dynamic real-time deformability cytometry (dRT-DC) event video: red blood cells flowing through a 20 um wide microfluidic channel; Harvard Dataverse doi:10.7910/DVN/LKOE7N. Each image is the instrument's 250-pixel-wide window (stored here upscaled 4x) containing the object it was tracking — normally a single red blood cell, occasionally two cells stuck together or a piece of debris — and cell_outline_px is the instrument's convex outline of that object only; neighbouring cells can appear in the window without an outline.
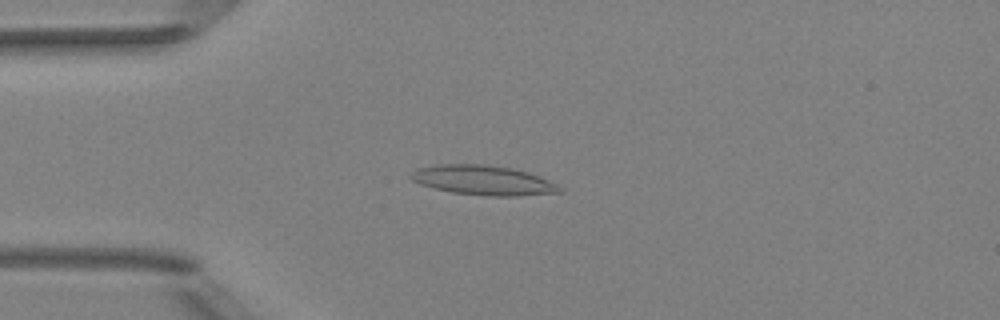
{"species": "Egyptian fruit bat (a non-hibernating species)", "species_latin": "Rousettus aegyptiacus", "temperature_condition": "room temperature", "stored_images_in_passage": 51, "camera_frame_rate_fps": 3000, "um_per_image_px": 0.085, "animal": {"sex": "female"}, "frame": {"image": 1, "passage_image": 13, "time_ms": 4.0, "image_size_px": [1000, 320], "cell_outline_px": [[564, 192], [516, 196], [488, 196], [452, 192], [432, 188], [420, 184], [412, 180], [408, 176], [416, 168], [436, 164], [484, 164], [512, 168], [528, 172], [540, 176], [564, 188]], "centroid_in_image_um": [41.07, 15.32], "position_along_channel_um": 43.9, "area_um2": 25.95}}
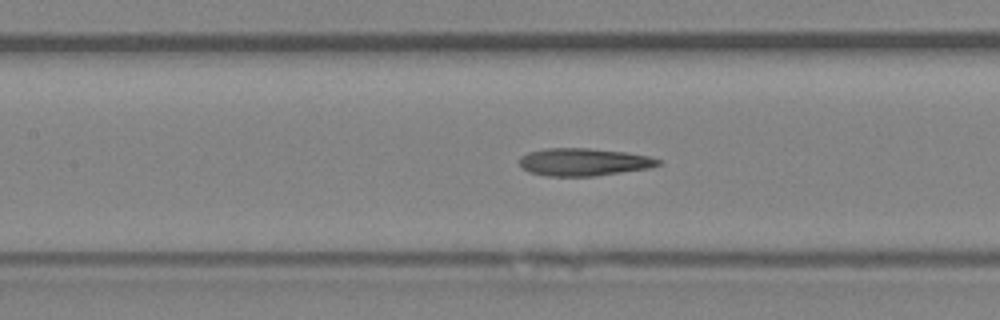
{"frame": {"image": 2, "passage_image": 23, "time_ms": 7.333, "image_size_px": [1000, 320], "cell_outline_px": [[660, 164], [648, 168], [596, 176], [548, 176], [528, 172], [520, 168], [520, 156], [528, 152], [544, 148], [588, 148], [624, 152], [648, 156], [660, 160]], "centroid_in_image_um": [49.55, 13.77], "position_along_channel_um": 157.9, "area_um2": 22.31}}
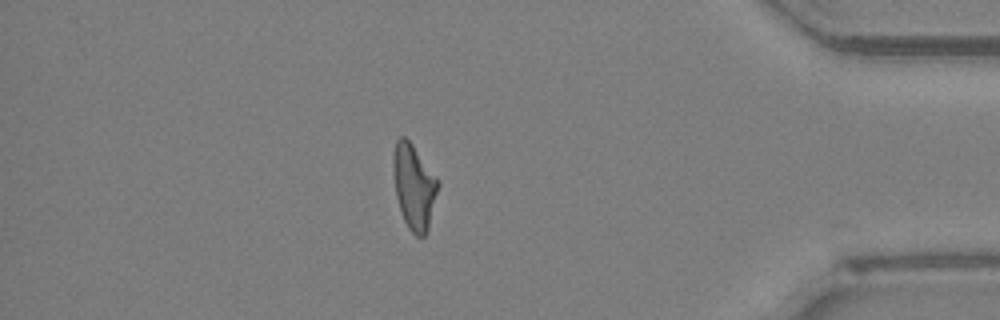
{"frame": {"image": 3, "passage_image": 44, "time_ms": 14.333, "image_size_px": [1000, 320], "cell_outline_px": [[440, 184], [428, 232], [424, 236], [416, 236], [408, 228], [404, 220], [396, 196], [392, 164], [392, 156], [396, 140], [400, 136], [404, 136], [412, 144], [440, 180]], "centroid_in_image_um": [35.21, 15.86], "position_along_channel_um": 400.0, "area_um2": 22.48}, "authors_computed_cell_mechanics": {"area_um2": 22.4264, "velocity_mm_per_s": 4.0187, "shape_relaxation_time_tau1_ms": 8.7878, "shape_relaxation_time_tau2_ms": 3.5609, "deformation_change_tau1": 0.2488, "deformation_change_tau2": 0.1543}}